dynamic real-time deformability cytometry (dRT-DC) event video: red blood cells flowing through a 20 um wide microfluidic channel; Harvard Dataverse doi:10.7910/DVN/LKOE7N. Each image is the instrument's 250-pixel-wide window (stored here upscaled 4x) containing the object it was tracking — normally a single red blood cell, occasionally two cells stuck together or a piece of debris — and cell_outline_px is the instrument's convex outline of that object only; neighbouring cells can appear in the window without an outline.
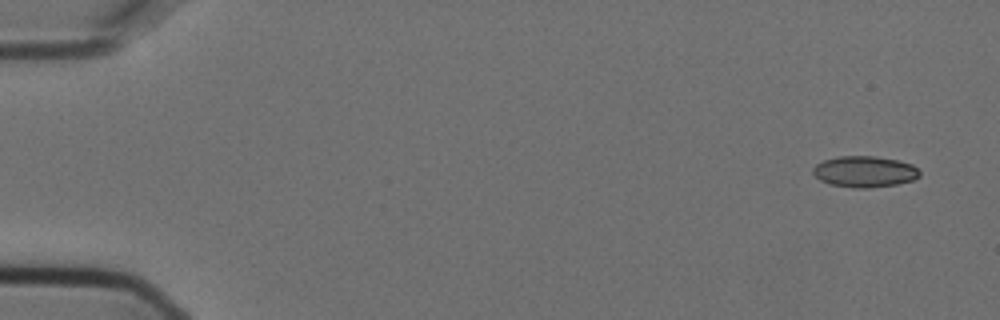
{"species": "Egyptian fruit bat (a non-hibernating species)", "species_latin": "Rousettus aegyptiacus", "temperature_condition": "cold", "stored_images_in_passage": 4, "camera_frame_rate_fps": 3000, "um_per_image_px": 0.085, "animal": {"sex": "female"}, "frame": {"image": 1, "passage_image": 1, "time_ms": 0.0, "image_size_px": [1000, 320], "cell_outline_px": [[920, 176], [912, 180], [896, 184], [868, 188], [852, 188], [828, 184], [820, 180], [812, 172], [812, 168], [816, 164], [824, 160], [836, 156], [876, 156], [896, 160], [912, 164], [920, 172]], "centroid_in_image_um": [73.46, 14.59], "position_along_channel_um": 11.5, "area_um2": 19.42}}
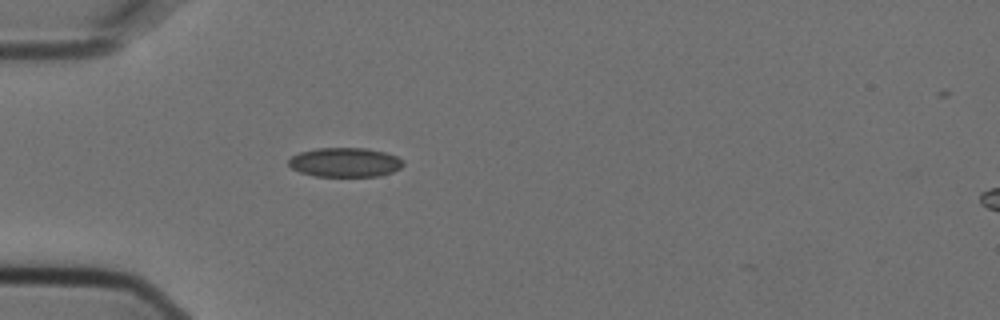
{"frame": {"image": 2, "passage_image": 4, "time_ms": 1.0, "image_size_px": [1000, 320], "cell_outline_px": [[404, 164], [400, 168], [392, 172], [380, 176], [316, 176], [300, 172], [292, 168], [288, 164], [288, 160], [292, 156], [300, 152], [316, 148], [364, 148], [384, 152], [396, 156], [404, 160]], "centroid_in_image_um": [29.33, 13.8], "position_along_channel_um": 55.7, "area_um2": 19.54}}